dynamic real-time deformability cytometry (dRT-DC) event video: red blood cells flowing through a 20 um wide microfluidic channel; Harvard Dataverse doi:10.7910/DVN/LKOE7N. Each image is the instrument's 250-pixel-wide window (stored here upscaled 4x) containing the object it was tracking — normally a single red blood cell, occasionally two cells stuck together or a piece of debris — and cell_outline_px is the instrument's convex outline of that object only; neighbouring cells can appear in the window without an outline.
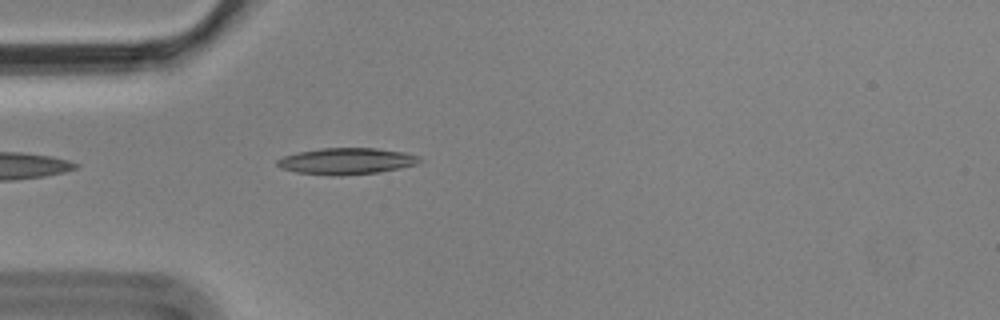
{"species": "Egyptian fruit bat (a non-hibernating species)", "species_latin": "Rousettus aegyptiacus", "temperature_condition": "cold", "stored_images_in_passage": 5, "camera_frame_rate_fps": 3000, "um_per_image_px": 0.085, "animal": {"sex": "male"}, "frame": {"image": 1, "passage_image": 5, "time_ms": 1.333, "image_size_px": [1000, 320], "cell_outline_px": [[424, 160], [420, 164], [380, 172], [340, 176], [332, 176], [296, 172], [280, 168], [276, 164], [276, 160], [284, 156], [296, 152], [320, 148], [376, 148], [404, 152], [420, 156]], "centroid_in_image_um": [29.48, 13.7], "position_along_channel_um": 55.5, "area_um2": 22.31}}